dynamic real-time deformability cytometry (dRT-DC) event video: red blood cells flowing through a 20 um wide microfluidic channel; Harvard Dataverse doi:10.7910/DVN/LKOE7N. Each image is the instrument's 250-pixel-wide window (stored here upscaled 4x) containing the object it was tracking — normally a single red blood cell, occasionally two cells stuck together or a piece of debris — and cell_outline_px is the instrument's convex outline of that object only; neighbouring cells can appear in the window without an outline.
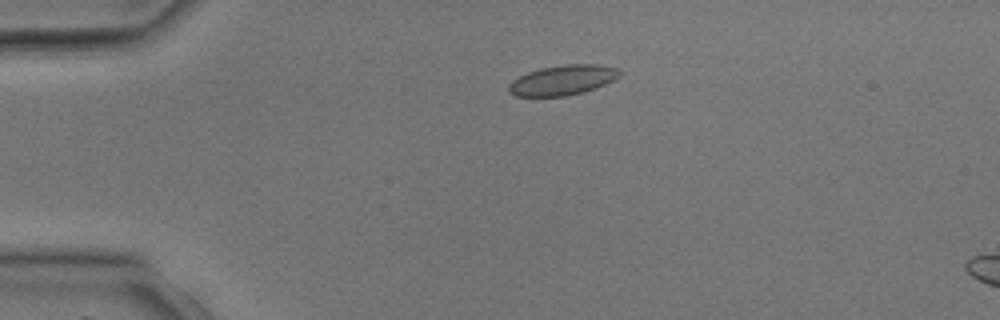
{"species": "common noctule bat (a hibernating species)", "species_latin": "Nyctalus noctula", "temperature_condition": "room temperature", "stored_images_in_passage": 5, "camera_frame_rate_fps": 3000, "um_per_image_px": 0.085, "animal": {"sex": "male", "body_mass_g": 17.9, "forearm_length_mm": 54.2}, "frame": {"image": 1, "passage_image": 3, "time_ms": 2.333, "image_size_px": [1000, 320], "cell_outline_px": [[620, 76], [604, 84], [580, 92], [564, 96], [516, 96], [508, 92], [508, 84], [512, 80], [528, 72], [540, 68], [564, 64], [596, 64], [616, 68], [620, 72]], "centroid_in_image_um": [47.77, 6.8], "position_along_channel_um": 37.2, "area_um2": 19.07}}